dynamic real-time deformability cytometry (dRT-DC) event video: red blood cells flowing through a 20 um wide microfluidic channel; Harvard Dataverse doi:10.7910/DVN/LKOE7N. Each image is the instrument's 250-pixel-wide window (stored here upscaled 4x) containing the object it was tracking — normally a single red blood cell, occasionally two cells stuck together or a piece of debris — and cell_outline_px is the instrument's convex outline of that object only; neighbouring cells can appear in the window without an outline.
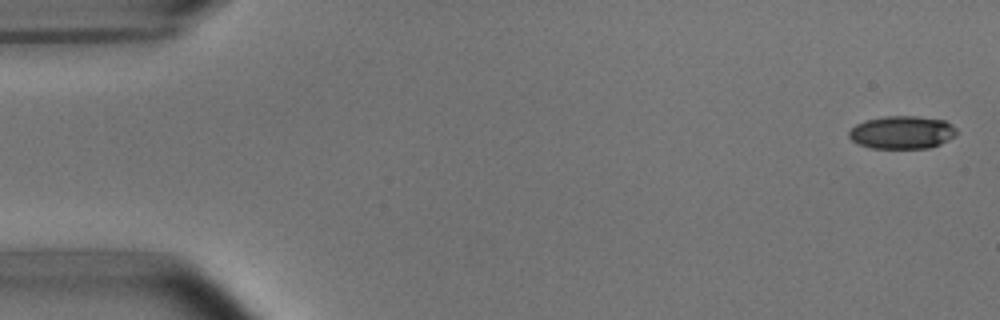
{"species": "common noctule bat (a hibernating species)", "species_latin": "Nyctalus noctula", "temperature_condition": "room temperature", "stored_images_in_passage": 6, "camera_frame_rate_fps": 3000, "um_per_image_px": 0.085, "animal": {"sex": "male", "body_mass_g": 15.6}, "frame": {"image": 1, "passage_image": 1, "time_ms": 0.0, "image_size_px": [1000, 320], "cell_outline_px": [[956, 132], [948, 140], [940, 144], [928, 148], [872, 148], [860, 144], [852, 140], [848, 136], [848, 132], [856, 124], [864, 120], [884, 116], [916, 116], [944, 120], [952, 124], [956, 128]], "centroid_in_image_um": [76.66, 11.24], "position_along_channel_um": 8.3, "area_um2": 20.58}}